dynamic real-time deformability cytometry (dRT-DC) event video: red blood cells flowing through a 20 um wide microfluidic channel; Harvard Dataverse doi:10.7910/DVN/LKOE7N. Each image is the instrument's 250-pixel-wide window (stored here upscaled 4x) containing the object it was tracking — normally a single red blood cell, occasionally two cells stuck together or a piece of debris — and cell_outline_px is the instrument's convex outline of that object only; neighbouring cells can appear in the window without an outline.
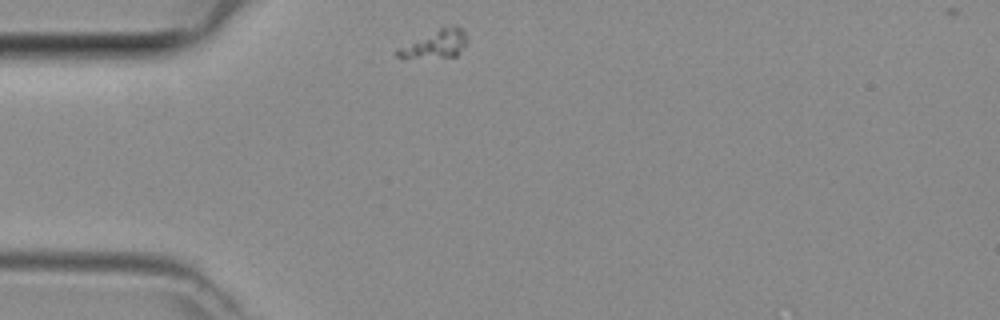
{"species": "common noctule bat (a hibernating species)", "species_latin": "Nyctalus noctula", "temperature_condition": "room temperature", "stored_images_in_passage": 32, "camera_frame_rate_fps": 3000, "um_per_image_px": 0.085, "animal": {"sex": "female", "body_mass_g": 29.2, "forearm_length_mm": 56.3}, "frame": {"image": 1, "passage_image": 1, "time_ms": 0.0, "image_size_px": [1000, 320], "cell_outline_px": [[468, 40], [456, 56], [404, 60], [396, 56], [392, 52], [396, 48], [440, 28], [452, 24], [456, 24], [464, 28]], "centroid_in_image_um": [36.95, 3.76], "position_along_channel_um": 48.1, "area_um2": 11.91}}
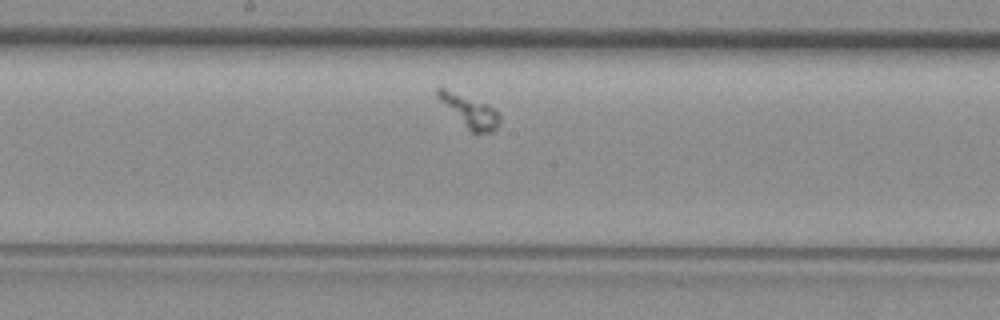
{"frame": {"image": 2, "passage_image": 14, "time_ms": 4.333, "image_size_px": [1000, 320], "cell_outline_px": [[500, 124], [492, 132], [472, 132], [436, 96], [436, 88], [444, 88], [488, 104], [500, 116]], "centroid_in_image_um": [39.96, 9.44], "position_along_channel_um": 208.2, "area_um2": 10.98}}
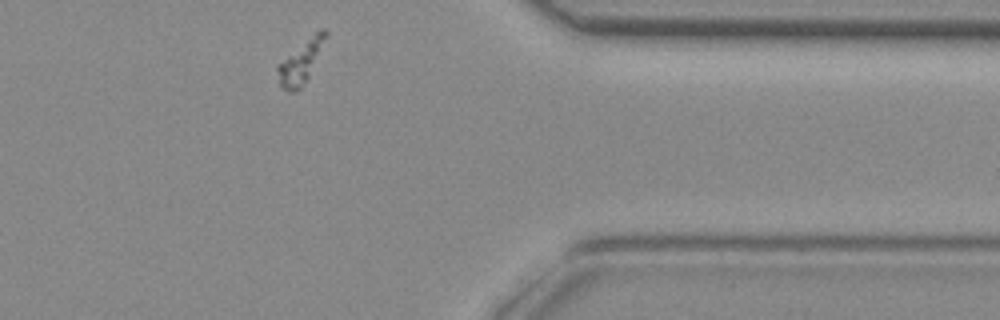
{"frame": {"image": 3, "passage_image": 28, "time_ms": 9.0, "image_size_px": [1000, 320], "cell_outline_px": [[328, 32], [308, 76], [300, 88], [292, 92], [288, 92], [280, 84], [276, 68], [276, 64], [320, 28], [324, 28]], "centroid_in_image_um": [25.52, 5.25], "position_along_channel_um": 385.9, "area_um2": 11.39}}